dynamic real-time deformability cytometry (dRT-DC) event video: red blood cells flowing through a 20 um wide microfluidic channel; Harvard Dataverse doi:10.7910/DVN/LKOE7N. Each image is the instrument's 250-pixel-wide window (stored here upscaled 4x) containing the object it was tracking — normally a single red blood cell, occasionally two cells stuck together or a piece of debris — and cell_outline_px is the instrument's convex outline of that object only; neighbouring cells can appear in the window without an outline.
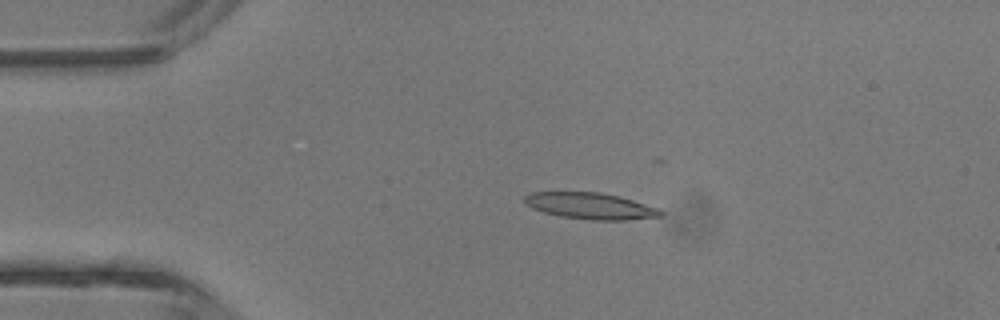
{"species": "common noctule bat (a hibernating species)", "species_latin": "Nyctalus noctula", "temperature_condition": "room temperature", "stored_images_in_passage": 3, "camera_frame_rate_fps": 3000, "um_per_image_px": 0.085, "animal": {"sex": "male", "body_mass_g": 13.3}, "frame": {"image": 1, "passage_image": 2, "time_ms": 1.333, "image_size_px": [1000, 320], "cell_outline_px": [[664, 216], [628, 220], [592, 220], [560, 216], [544, 212], [532, 208], [524, 204], [524, 196], [528, 192], [600, 192], [620, 196], [656, 208], [664, 212]], "centroid_in_image_um": [50.16, 17.5], "position_along_channel_um": 34.8, "area_um2": 20.98}}